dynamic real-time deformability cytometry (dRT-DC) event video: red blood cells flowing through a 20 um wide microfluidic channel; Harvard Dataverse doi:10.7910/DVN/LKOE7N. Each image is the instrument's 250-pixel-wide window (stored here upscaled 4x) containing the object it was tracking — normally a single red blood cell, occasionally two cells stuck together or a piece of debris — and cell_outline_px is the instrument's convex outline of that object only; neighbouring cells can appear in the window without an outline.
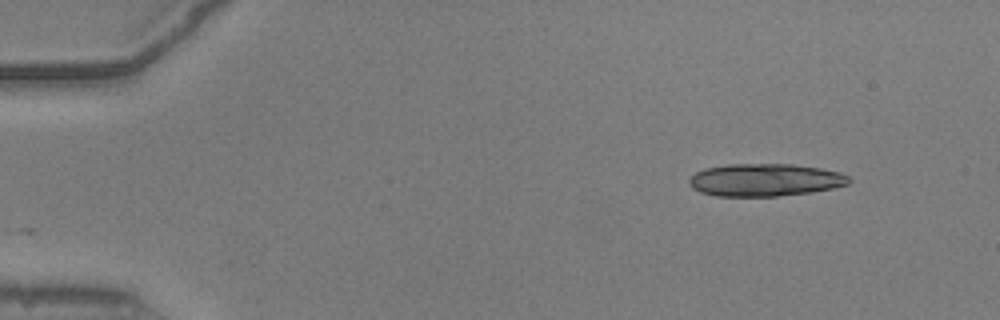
{"species": "common noctule bat (a hibernating species)", "species_latin": "Nyctalus noctula", "temperature_condition": "warm", "stored_images_in_passage": 16, "camera_frame_rate_fps": 3000, "um_per_image_px": 0.085, "animal": {"sex": "male", "body_mass_g": 20.5, "forearm_length_mm": 52.5}, "frame": {"image": 1, "passage_image": 1, "time_ms": 0.0, "image_size_px": [1000, 320], "cell_outline_px": [[852, 180], [848, 184], [832, 188], [812, 192], [776, 196], [716, 196], [700, 192], [692, 188], [688, 180], [696, 172], [704, 168], [728, 164], [792, 164], [820, 168], [840, 172], [848, 176]], "centroid_in_image_um": [65.02, 15.29], "position_along_channel_um": 20.0, "area_um2": 30.4}}